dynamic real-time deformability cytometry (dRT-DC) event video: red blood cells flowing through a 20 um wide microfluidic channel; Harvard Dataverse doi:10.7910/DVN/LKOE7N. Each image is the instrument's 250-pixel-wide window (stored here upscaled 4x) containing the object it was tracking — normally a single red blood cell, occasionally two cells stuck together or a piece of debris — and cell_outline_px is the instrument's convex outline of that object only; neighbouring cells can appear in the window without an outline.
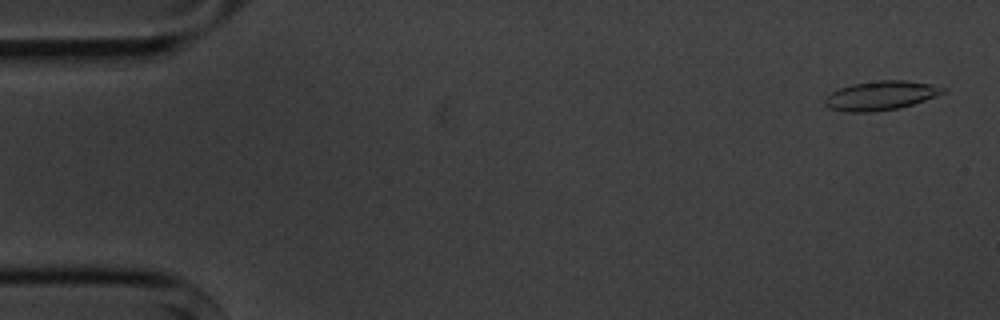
{"species": "common noctule bat (a hibernating species)", "species_latin": "Nyctalus noctula", "temperature_condition": "cold", "stored_images_in_passage": 10, "camera_frame_rate_fps": 3000, "um_per_image_px": 0.085, "animal": {"sex": "male", "body_mass_g": 20.1, "forearm_length_mm": 53.5}, "frame": {"image": 1, "passage_image": 1, "time_ms": 0.0, "image_size_px": [1000, 320], "cell_outline_px": [[948, 88], [944, 92], [936, 96], [912, 104], [896, 108], [868, 112], [844, 112], [828, 108], [824, 104], [824, 96], [840, 88], [852, 84], [880, 80], [904, 80], [932, 84]], "centroid_in_image_um": [74.83, 8.12], "position_along_channel_um": 10.2, "area_um2": 20.0}}
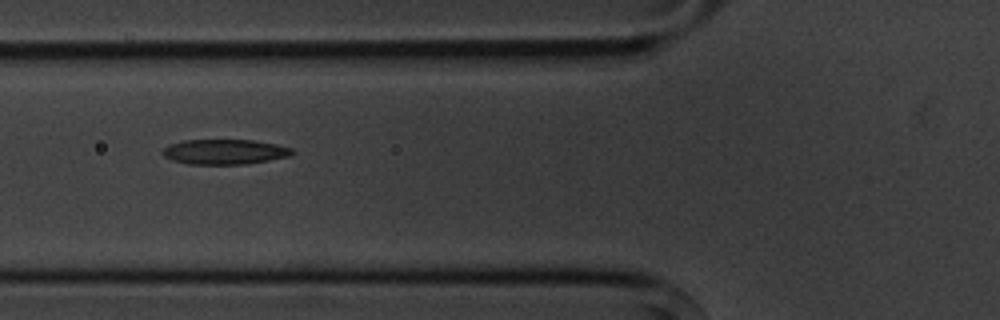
{"frame": {"image": 2, "passage_image": 6, "time_ms": 6.0, "image_size_px": [1000, 320], "cell_outline_px": [[296, 152], [288, 156], [248, 164], [188, 164], [172, 160], [164, 156], [160, 152], [168, 144], [184, 140], [252, 140], [276, 144], [292, 148]], "centroid_in_image_um": [19.07, 12.9], "position_along_channel_um": 106.7, "area_um2": 18.96}}
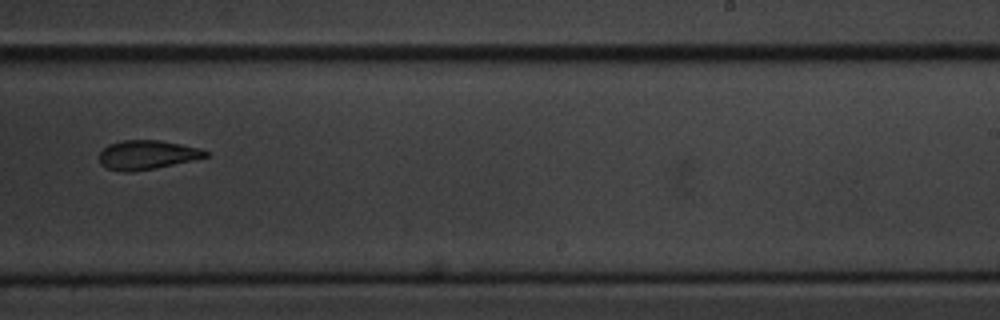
{"frame": {"image": 3, "passage_image": 10, "time_ms": 10.667, "image_size_px": [1000, 320], "cell_outline_px": [[208, 156], [192, 160], [156, 168], [128, 172], [124, 172], [108, 168], [100, 164], [100, 152], [108, 144], [120, 140], [160, 140], [200, 148], [208, 152]], "centroid_in_image_um": [12.48, 13.15], "position_along_channel_um": 276.5, "area_um2": 17.92}}